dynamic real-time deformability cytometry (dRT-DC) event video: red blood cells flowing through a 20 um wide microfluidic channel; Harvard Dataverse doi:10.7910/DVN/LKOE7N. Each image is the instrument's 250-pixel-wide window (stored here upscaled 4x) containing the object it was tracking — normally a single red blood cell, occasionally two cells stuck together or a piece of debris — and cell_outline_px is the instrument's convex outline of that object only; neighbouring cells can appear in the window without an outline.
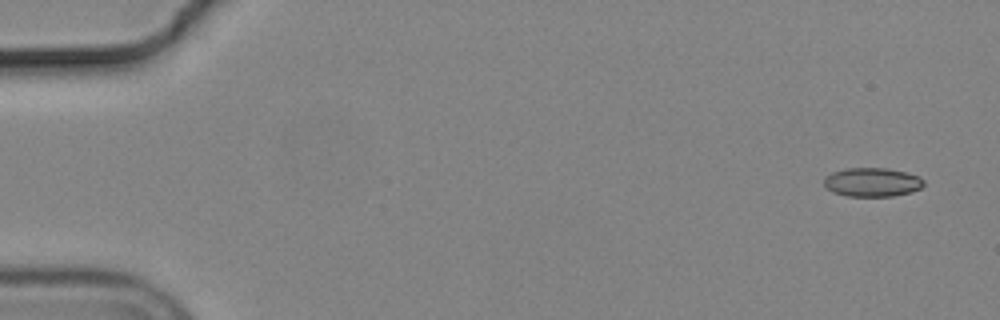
{"species": "common noctule bat (a hibernating species)", "species_latin": "Nyctalus noctula", "temperature_condition": "cold", "stored_images_in_passage": 54, "camera_frame_rate_fps": 3000, "um_per_image_px": 0.085, "animal": {"sex": "male", "body_mass_g": 19.2, "forearm_length_mm": 51.8}, "frame": {"image": 1, "passage_image": 1, "time_ms": 0.0, "image_size_px": [1000, 320], "cell_outline_px": [[924, 184], [920, 188], [912, 192], [892, 196], [848, 196], [832, 192], [824, 184], [824, 176], [832, 172], [844, 168], [888, 168], [920, 176], [924, 180]], "centroid_in_image_um": [74.13, 15.48], "position_along_channel_um": 10.9, "area_um2": 16.88}}
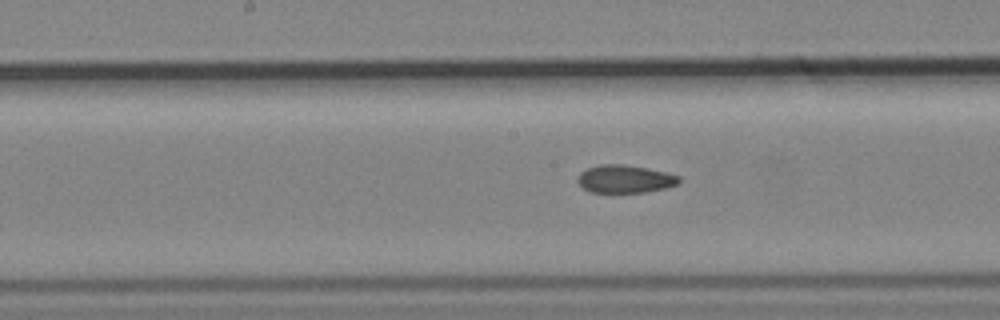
{"frame": {"image": 2, "passage_image": 27, "time_ms": 8.667, "image_size_px": [1000, 320], "cell_outline_px": [[680, 180], [676, 184], [664, 188], [644, 192], [592, 192], [584, 188], [576, 180], [580, 172], [588, 168], [600, 164], [624, 164], [648, 168], [668, 172], [680, 176]], "centroid_in_image_um": [53.12, 15.19], "position_along_channel_um": 195.1, "area_um2": 16.42}}
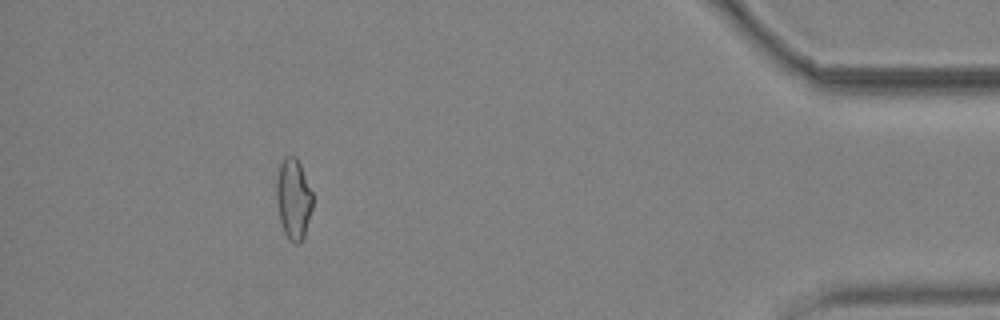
{"frame": {"image": 3, "passage_image": 49, "time_ms": 16.0, "image_size_px": [1000, 320], "cell_outline_px": [[312, 208], [304, 236], [300, 244], [296, 244], [288, 240], [284, 232], [280, 220], [276, 200], [276, 176], [280, 164], [284, 156], [296, 156], [300, 164], [312, 192]], "centroid_in_image_um": [24.92, 16.91], "position_along_channel_um": 410.3, "area_um2": 17.11}, "authors_computed_cell_mechanics": {"area_um2": 16.9932, "velocity_mm_per_s": 3.7027, "shape_relaxation_time_tau1_ms": null, "shape_relaxation_time_tau2_ms": 6.8472, "deformation_change_tau1": null, "deformation_change_tau2": 0.1293}}